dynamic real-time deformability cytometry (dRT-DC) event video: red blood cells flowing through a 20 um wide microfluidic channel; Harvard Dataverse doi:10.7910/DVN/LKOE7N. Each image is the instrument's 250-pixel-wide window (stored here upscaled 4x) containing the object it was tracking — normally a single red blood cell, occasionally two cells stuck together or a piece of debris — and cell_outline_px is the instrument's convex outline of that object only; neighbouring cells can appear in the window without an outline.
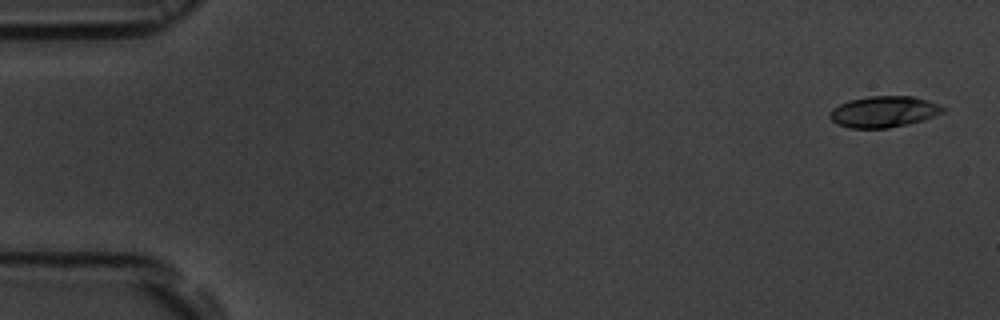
{"species": "common noctule bat (a hibernating species)", "species_latin": "Nyctalus noctula", "temperature_condition": "room temperature", "stored_images_in_passage": 5, "camera_frame_rate_fps": 3000, "um_per_image_px": 0.085, "animal": {"sex": "male", "body_mass_g": 19.5, "forearm_length_mm": 54.6}, "frame": {"image": 1, "passage_image": 1, "time_ms": 0.0, "image_size_px": [1000, 320], "cell_outline_px": [[948, 108], [944, 112], [924, 120], [908, 124], [888, 128], [848, 128], [836, 124], [828, 116], [828, 112], [832, 108], [848, 100], [868, 96], [912, 96], [928, 100]], "centroid_in_image_um": [75.11, 9.49], "position_along_channel_um": 9.9, "area_um2": 20.87}}
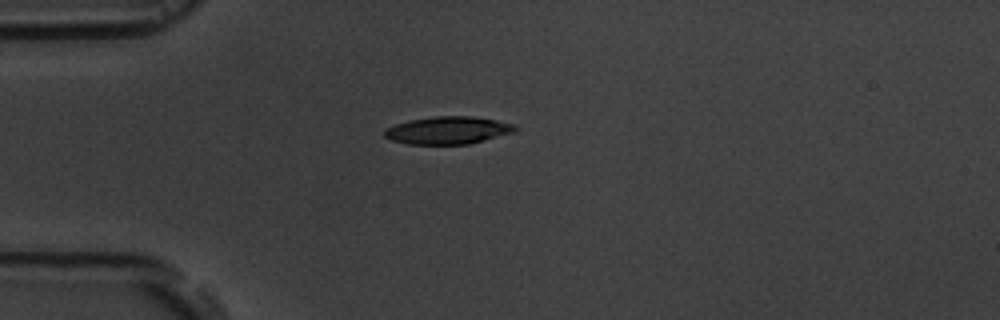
{"frame": {"image": 2, "passage_image": 4, "time_ms": 4.333, "image_size_px": [1000, 320], "cell_outline_px": [[520, 128], [516, 132], [468, 144], [408, 144], [392, 140], [384, 136], [384, 132], [388, 128], [396, 124], [412, 120], [436, 116], [472, 116], [496, 120], [516, 124]], "centroid_in_image_um": [38.16, 11.07], "position_along_channel_um": 46.8, "area_um2": 20.92}}
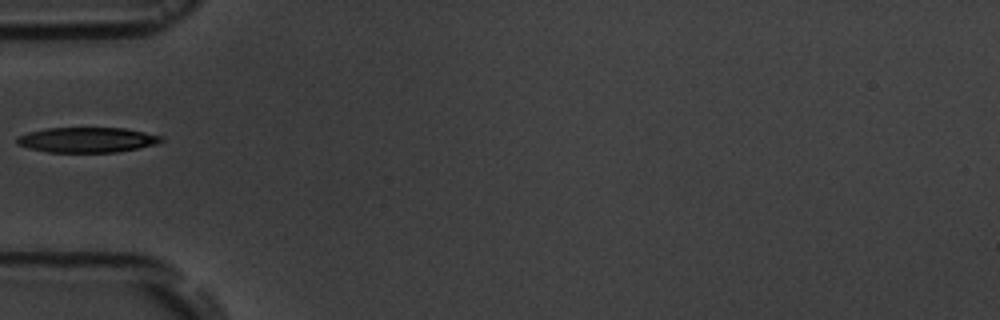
{"frame": {"image": 3, "passage_image": 5, "time_ms": 5.667, "image_size_px": [1000, 320], "cell_outline_px": [[164, 140], [156, 144], [116, 152], [48, 152], [28, 148], [16, 144], [16, 136], [28, 132], [48, 128], [124, 128], [164, 136]], "centroid_in_image_um": [7.38, 11.88], "position_along_channel_um": 77.6, "area_um2": 21.15}}